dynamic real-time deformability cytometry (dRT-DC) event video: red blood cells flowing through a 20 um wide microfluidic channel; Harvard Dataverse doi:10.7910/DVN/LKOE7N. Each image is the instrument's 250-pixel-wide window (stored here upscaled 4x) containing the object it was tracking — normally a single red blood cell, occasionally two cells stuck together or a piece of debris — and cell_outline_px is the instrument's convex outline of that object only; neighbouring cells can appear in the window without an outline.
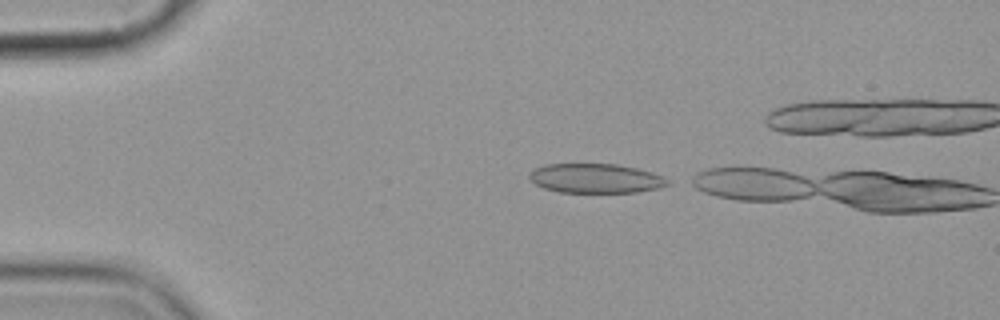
{"species": "common noctule bat (a hibernating species)", "species_latin": "Nyctalus noctula", "temperature_condition": "cold", "stored_images_in_passage": 2, "camera_frame_rate_fps": 3000, "um_per_image_px": 0.085, "animal": {"sex": "female", "body_mass_g": 19.9}, "frame": {"image": 1, "passage_image": 1, "time_ms": 0.0, "image_size_px": [1000, 320], "cell_outline_px": [[672, 184], [660, 188], [636, 192], [560, 192], [544, 188], [536, 184], [528, 176], [528, 172], [532, 168], [544, 164], [616, 164], [636, 168], [652, 172], [664, 176], [672, 180]], "centroid_in_image_um": [50.66, 15.15], "position_along_channel_um": 34.3, "area_um2": 23.99}}